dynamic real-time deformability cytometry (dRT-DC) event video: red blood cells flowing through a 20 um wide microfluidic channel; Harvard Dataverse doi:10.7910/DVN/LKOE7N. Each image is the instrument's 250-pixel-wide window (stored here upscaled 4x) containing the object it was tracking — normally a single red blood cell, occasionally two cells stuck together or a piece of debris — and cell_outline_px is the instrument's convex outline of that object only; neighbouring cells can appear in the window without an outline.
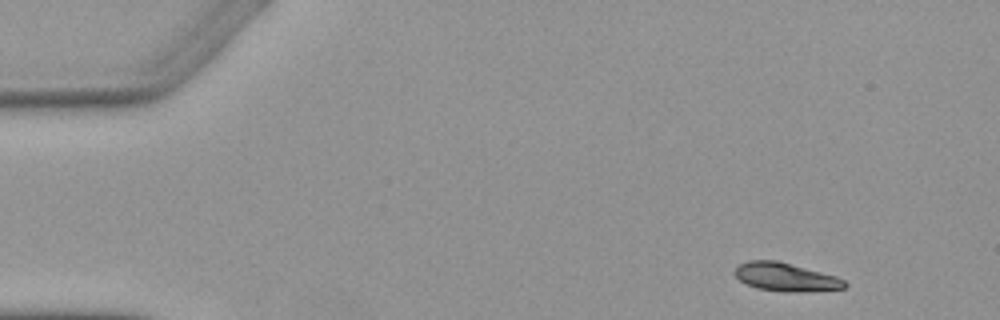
{"species": "Egyptian fruit bat (a non-hibernating species)", "species_latin": "Rousettus aegyptiacus", "temperature_condition": "warm", "stored_images_in_passage": 5, "camera_frame_rate_fps": 3000, "um_per_image_px": 0.085, "animal": {"sex": "female"}, "frame": {"image": 1, "passage_image": 1, "time_ms": 0.0, "image_size_px": [1000, 320], "cell_outline_px": [[848, 284], [844, 288], [796, 292], [792, 292], [756, 288], [740, 280], [732, 272], [740, 264], [748, 260], [776, 260], [836, 276], [844, 280]], "centroid_in_image_um": [66.76, 23.54], "position_along_channel_um": 18.2, "area_um2": 17.86}}
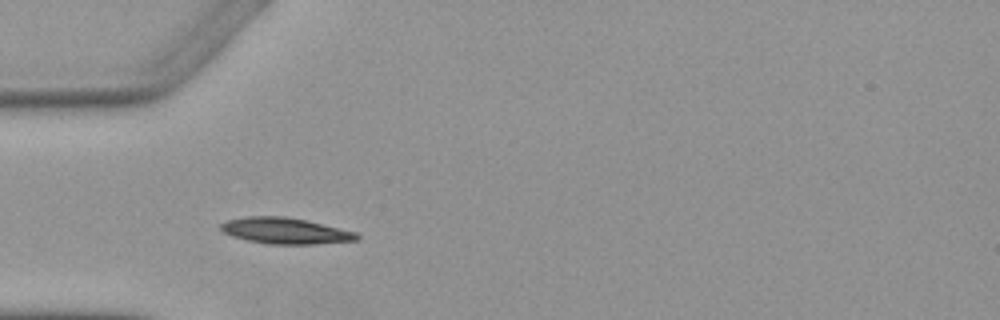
{"frame": {"image": 2, "passage_image": 4, "time_ms": 3.667, "image_size_px": [1000, 320], "cell_outline_px": [[360, 236], [356, 240], [312, 244], [268, 244], [248, 240], [232, 236], [224, 232], [220, 228], [220, 224], [228, 220], [248, 216], [284, 216], [304, 220], [356, 232]], "centroid_in_image_um": [24.22, 19.62], "position_along_channel_um": 60.8, "area_um2": 20.35}}